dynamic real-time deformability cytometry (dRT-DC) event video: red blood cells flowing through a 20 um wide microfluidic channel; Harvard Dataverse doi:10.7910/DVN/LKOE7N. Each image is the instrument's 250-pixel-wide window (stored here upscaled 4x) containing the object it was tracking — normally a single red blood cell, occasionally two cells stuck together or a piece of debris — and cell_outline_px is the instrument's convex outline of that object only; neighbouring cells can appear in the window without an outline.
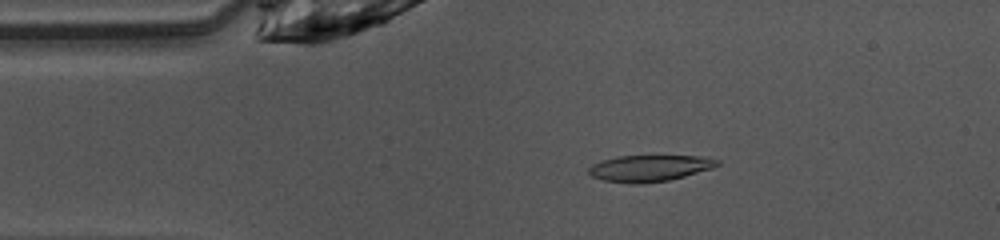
{"species": "common noctule bat (a hibernating species)", "species_latin": "Nyctalus noctula", "temperature_condition": "warm", "stored_images_in_passage": 47, "camera_frame_rate_fps": 3000, "um_per_image_px": 0.085, "animal": {"sex": "female", "body_mass_g": 10.0, "forearm_length_mm": 53.1}, "frame": {"image": 1, "passage_image": 8, "time_ms": 2.333, "image_size_px": [1000, 240], "cell_outline_px": [[720, 164], [712, 168], [684, 176], [668, 180], [640, 184], [632, 184], [604, 180], [592, 176], [588, 172], [588, 168], [592, 164], [600, 160], [616, 156], [700, 156], [720, 160]], "centroid_in_image_um": [55.18, 14.29], "position_along_channel_um": 29.8, "area_um2": 19.77}}
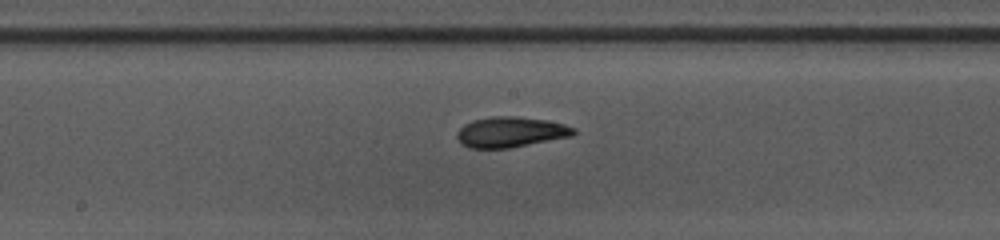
{"frame": {"image": 2, "passage_image": 23, "time_ms": 7.333, "image_size_px": [1000, 240], "cell_outline_px": [[576, 132], [572, 136], [508, 148], [468, 148], [460, 144], [456, 136], [456, 132], [464, 124], [472, 120], [492, 116], [516, 116], [548, 120], [564, 124], [576, 128]], "centroid_in_image_um": [43.38, 11.22], "position_along_channel_um": 204.8, "area_um2": 20.87}}
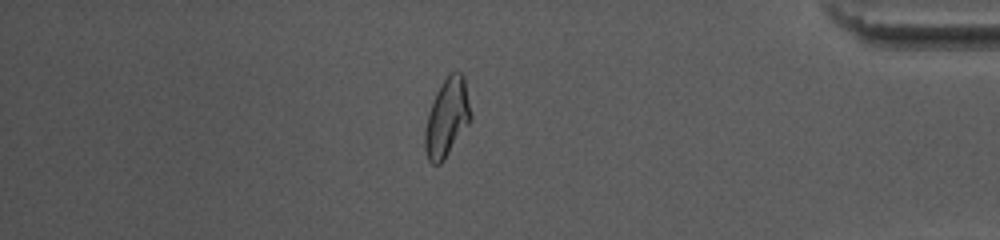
{"frame": {"image": 3, "passage_image": 40, "time_ms": 13.0, "image_size_px": [1000, 240], "cell_outline_px": [[472, 116], [468, 124], [444, 160], [440, 164], [432, 164], [428, 160], [424, 148], [424, 132], [428, 112], [436, 92], [448, 72], [460, 72], [464, 76]], "centroid_in_image_um": [37.97, 9.99], "position_along_channel_um": 397.2, "area_um2": 20.92}, "authors_computed_cell_mechanics": {"area_um2": 20.23, "velocity_mm_per_s": 4.0855, "shape_relaxation_time_tau1_ms": 3.7498, "shape_relaxation_time_tau2_ms": 3.2934, "deformation_change_tau1": 0.1845, "deformation_change_tau2": 0.0959}}